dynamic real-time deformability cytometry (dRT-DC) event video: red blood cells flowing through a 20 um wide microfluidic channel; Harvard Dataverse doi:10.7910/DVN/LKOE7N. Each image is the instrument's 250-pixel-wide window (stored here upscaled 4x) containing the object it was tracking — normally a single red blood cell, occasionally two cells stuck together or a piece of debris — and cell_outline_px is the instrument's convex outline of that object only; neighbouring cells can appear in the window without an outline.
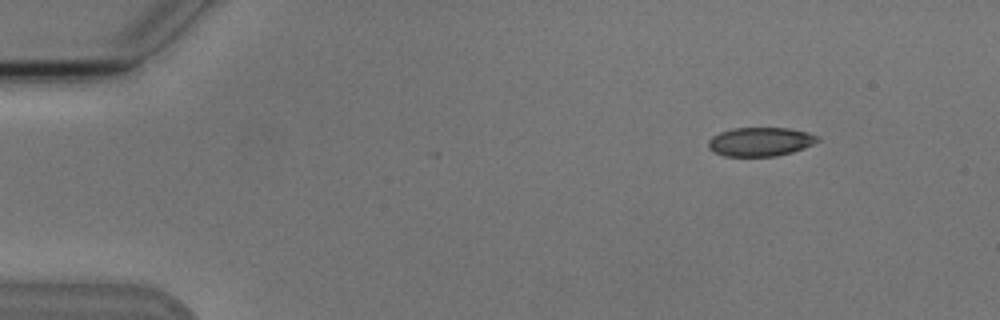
{"species": "Egyptian fruit bat (a non-hibernating species)", "species_latin": "Rousettus aegyptiacus", "temperature_condition": "cold", "stored_images_in_passage": 8, "camera_frame_rate_fps": 3000, "um_per_image_px": 0.085, "animal": {"sex": "male"}, "frame": {"image": 1, "passage_image": 2, "time_ms": 1.333, "image_size_px": [1000, 320], "cell_outline_px": [[820, 140], [804, 148], [792, 152], [776, 156], [724, 156], [712, 152], [708, 148], [708, 140], [712, 136], [720, 132], [732, 128], [788, 128], [820, 136]], "centroid_in_image_um": [64.59, 12.05], "position_along_channel_um": 20.4, "area_um2": 18.44}}
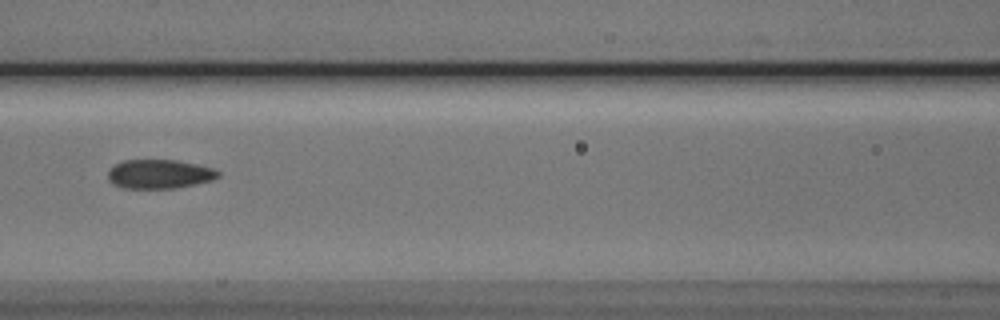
{"frame": {"image": 2, "passage_image": 7, "time_ms": 7.333, "image_size_px": [1000, 320], "cell_outline_px": [[220, 176], [212, 180], [196, 184], [176, 188], [124, 188], [112, 184], [108, 180], [108, 172], [116, 164], [124, 160], [176, 160], [196, 164], [212, 168], [220, 172]], "centroid_in_image_um": [13.55, 14.8], "position_along_channel_um": 153.0, "area_um2": 18.61}}
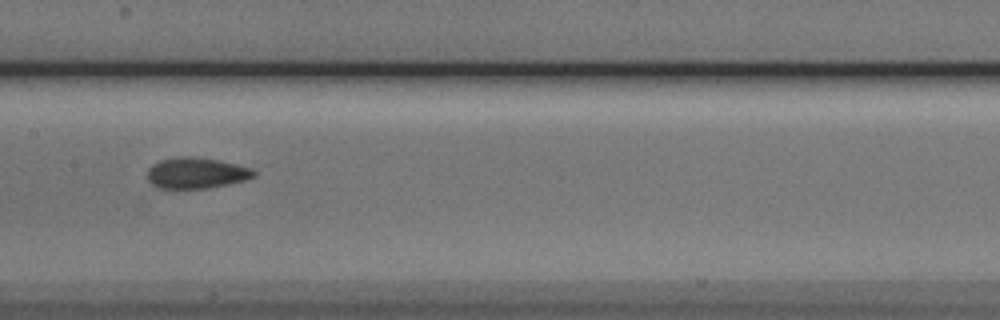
{"frame": {"image": 3, "passage_image": 8, "time_ms": 8.333, "image_size_px": [1000, 320], "cell_outline_px": [[256, 176], [244, 180], [228, 184], [208, 188], [156, 188], [148, 180], [148, 168], [152, 164], [160, 160], [180, 156], [192, 156], [216, 160], [236, 164], [252, 168], [256, 172]], "centroid_in_image_um": [16.67, 14.7], "position_along_channel_um": 190.7, "area_um2": 19.19}}